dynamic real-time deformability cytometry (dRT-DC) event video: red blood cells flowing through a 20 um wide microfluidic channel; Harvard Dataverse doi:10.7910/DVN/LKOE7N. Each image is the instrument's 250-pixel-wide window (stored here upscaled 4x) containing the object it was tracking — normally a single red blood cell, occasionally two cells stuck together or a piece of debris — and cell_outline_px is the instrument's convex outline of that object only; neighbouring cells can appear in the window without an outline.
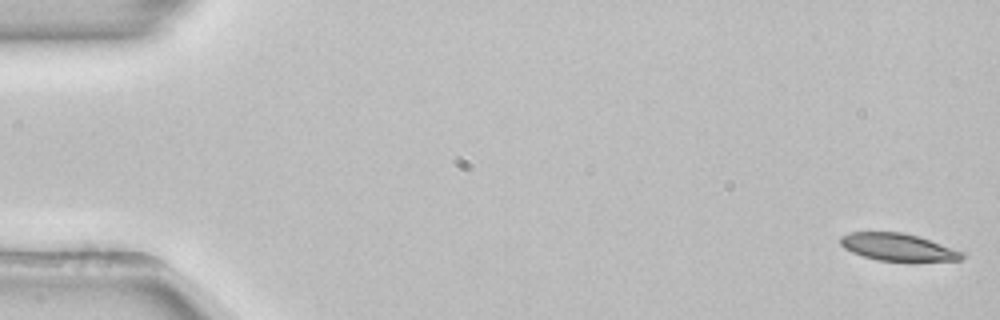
{"species": "common noctule bat (a hibernating species)", "species_latin": "Nyctalus noctula", "temperature_condition": "room temperature", "stored_images_in_passage": 54, "camera_frame_rate_fps": 3000, "um_per_image_px": 0.085, "animal": {"sex": "female", "body_mass_g": 22.7, "forearm_length_mm": 54.2}, "frame": {"image": 1, "passage_image": 1, "time_ms": 0.0, "image_size_px": [1000, 320], "cell_outline_px": [[968, 252], [960, 260], [876, 260], [852, 252], [844, 248], [840, 244], [840, 236], [848, 232], [904, 232], [920, 236]], "centroid_in_image_um": [76.36, 20.98], "position_along_channel_um": 8.6, "area_um2": 19.48}}
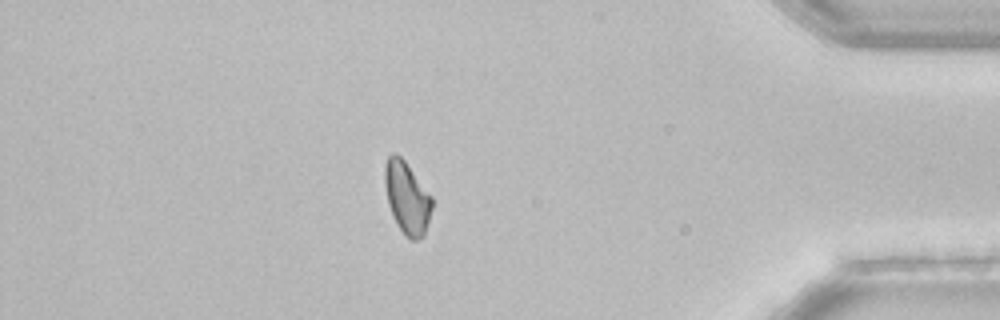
{"frame": {"image": 2, "passage_image": 46, "time_ms": 15.0, "image_size_px": [1000, 320], "cell_outline_px": [[432, 208], [424, 236], [416, 240], [408, 240], [396, 224], [392, 216], [388, 204], [384, 184], [384, 164], [388, 156], [392, 152], [396, 152], [404, 160], [432, 196]], "centroid_in_image_um": [34.57, 16.81], "position_along_channel_um": 400.6, "area_um2": 20.11}, "authors_computed_cell_mechanics": {"area_um2": 20.7502, "velocity_mm_per_s": 3.8724, "shape_relaxation_time_tau1_ms": 6.2797, "shape_relaxation_time_tau2_ms": null, "deformation_change_tau1": 0.1125, "deformation_change_tau2": null}}